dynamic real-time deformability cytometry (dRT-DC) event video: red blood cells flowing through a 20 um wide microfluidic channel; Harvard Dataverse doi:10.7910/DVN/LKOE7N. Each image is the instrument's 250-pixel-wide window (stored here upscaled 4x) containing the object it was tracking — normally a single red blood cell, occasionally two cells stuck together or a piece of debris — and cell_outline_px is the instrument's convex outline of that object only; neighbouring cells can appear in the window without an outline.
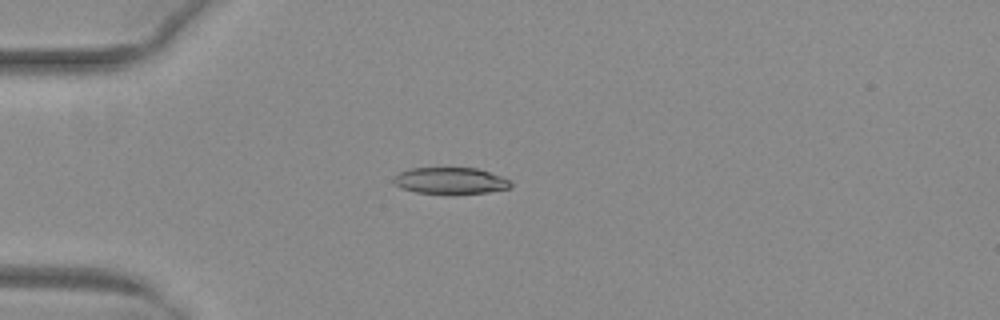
{"species": "common noctule bat (a hibernating species)", "species_latin": "Nyctalus noctula", "temperature_condition": "warm", "stored_images_in_passage": 38, "camera_frame_rate_fps": 3000, "um_per_image_px": 0.085, "animal": {"sex": "female", "body_mass_g": 29.2, "forearm_length_mm": 56.3}, "frame": {"image": 1, "passage_image": 1, "time_ms": 0.0, "image_size_px": [1000, 320], "cell_outline_px": [[512, 184], [508, 188], [488, 192], [452, 196], [444, 196], [416, 192], [400, 188], [392, 180], [400, 172], [412, 168], [476, 168], [512, 180]], "centroid_in_image_um": [38.29, 15.4], "position_along_channel_um": 46.7, "area_um2": 18.61}}
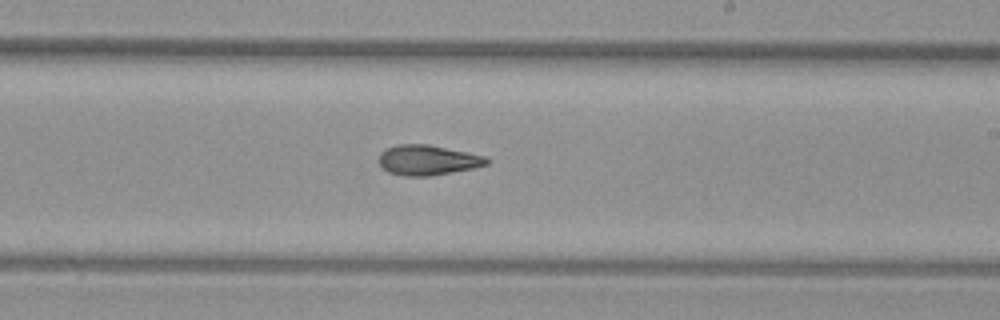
{"frame": {"image": 2, "passage_image": 18, "time_ms": 5.667, "image_size_px": [1000, 320], "cell_outline_px": [[488, 164], [472, 168], [432, 176], [404, 176], [388, 172], [376, 160], [380, 152], [396, 144], [428, 144], [468, 152], [484, 156], [488, 160]], "centroid_in_image_um": [36.3, 13.6], "position_along_channel_um": 252.7, "area_um2": 18.96}}
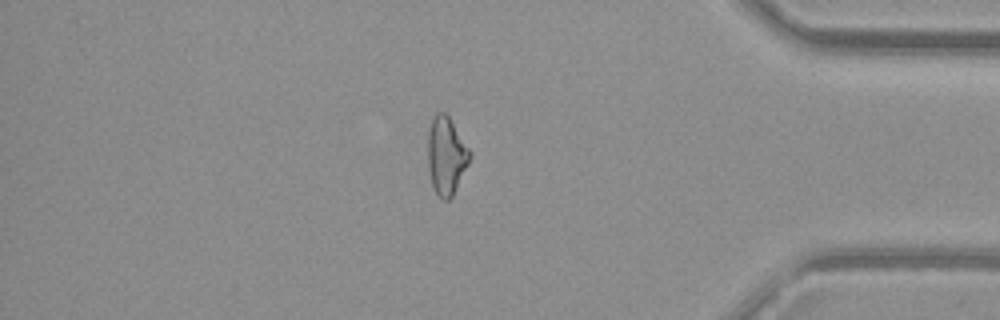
{"frame": {"image": 3, "passage_image": 31, "time_ms": 10.0, "image_size_px": [1000, 320], "cell_outline_px": [[472, 156], [452, 196], [448, 200], [444, 200], [432, 188], [428, 168], [428, 128], [436, 112], [444, 112], [448, 116], [472, 152]], "centroid_in_image_um": [37.92, 13.22], "position_along_channel_um": 397.3, "area_um2": 18.96}, "authors_computed_cell_mechanics": {"area_um2": 18.9584, "velocity_mm_per_s": 4.0239, "shape_relaxation_time_tau1_ms": 6.3687, "shape_relaxation_time_tau2_ms": 4.5424, "deformation_change_tau1": 0.1908, "deformation_change_tau2": 0.1461}}